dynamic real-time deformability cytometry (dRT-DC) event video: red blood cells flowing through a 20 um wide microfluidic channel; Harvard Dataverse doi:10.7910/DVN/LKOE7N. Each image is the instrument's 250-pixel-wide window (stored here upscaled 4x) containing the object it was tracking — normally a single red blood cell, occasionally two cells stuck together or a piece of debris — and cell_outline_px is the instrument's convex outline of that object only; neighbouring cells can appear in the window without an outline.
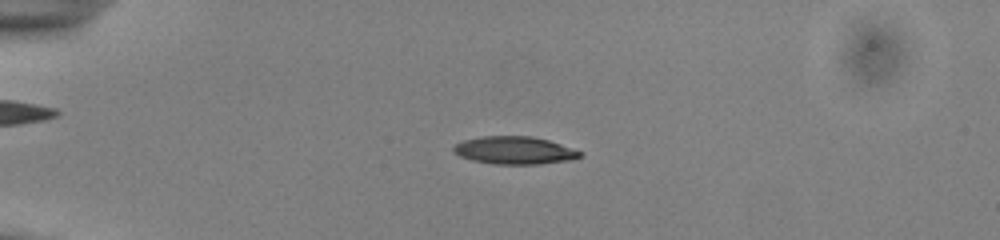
{"species": "common noctule bat (a hibernating species)", "species_latin": "Nyctalus noctula", "temperature_condition": "cold", "stored_images_in_passage": 54, "camera_frame_rate_fps": 3000, "um_per_image_px": 0.085, "animal": {"sex": "male", "body_mass_g": 13.0, "forearm_length_mm": 53.1}, "frame": {"image": 1, "passage_image": 15, "time_ms": 4.667, "image_size_px": [1000, 240], "cell_outline_px": [[584, 156], [572, 160], [540, 164], [492, 164], [472, 160], [460, 156], [452, 152], [452, 148], [456, 144], [464, 140], [480, 136], [532, 136], [548, 140], [584, 152]], "centroid_in_image_um": [43.76, 12.78], "position_along_channel_um": 41.2, "area_um2": 20.63}}
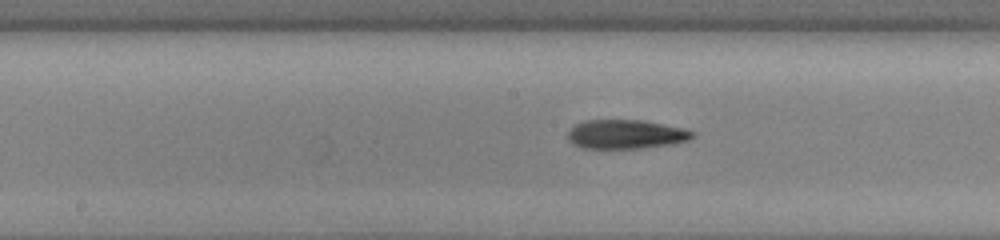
{"frame": {"image": 2, "passage_image": 30, "time_ms": 9.667, "image_size_px": [1000, 240], "cell_outline_px": [[696, 136], [688, 140], [672, 144], [640, 148], [580, 148], [572, 144], [568, 140], [568, 132], [576, 124], [584, 120], [644, 120], [680, 128], [696, 132]], "centroid_in_image_um": [53.18, 11.41], "position_along_channel_um": 195.0, "area_um2": 21.1}}
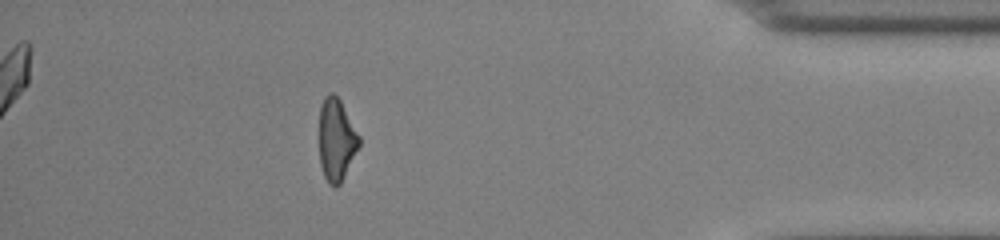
{"frame": {"image": 3, "passage_image": 49, "time_ms": 16.0, "image_size_px": [1000, 240], "cell_outline_px": [[360, 144], [340, 184], [336, 188], [332, 188], [328, 184], [324, 176], [320, 164], [320, 104], [324, 96], [328, 92], [332, 92], [340, 100], [360, 136]], "centroid_in_image_um": [28.58, 11.88], "position_along_channel_um": 406.6, "area_um2": 19.13}, "authors_computed_cell_mechanics": {"area_um2": 20.1433, "velocity_mm_per_s": 3.9449, "shape_relaxation_time_tau1_ms": 4.8268, "shape_relaxation_time_tau2_ms": 5.8716, "deformation_change_tau1": 0.1557, "deformation_change_tau2": 0.1841}}